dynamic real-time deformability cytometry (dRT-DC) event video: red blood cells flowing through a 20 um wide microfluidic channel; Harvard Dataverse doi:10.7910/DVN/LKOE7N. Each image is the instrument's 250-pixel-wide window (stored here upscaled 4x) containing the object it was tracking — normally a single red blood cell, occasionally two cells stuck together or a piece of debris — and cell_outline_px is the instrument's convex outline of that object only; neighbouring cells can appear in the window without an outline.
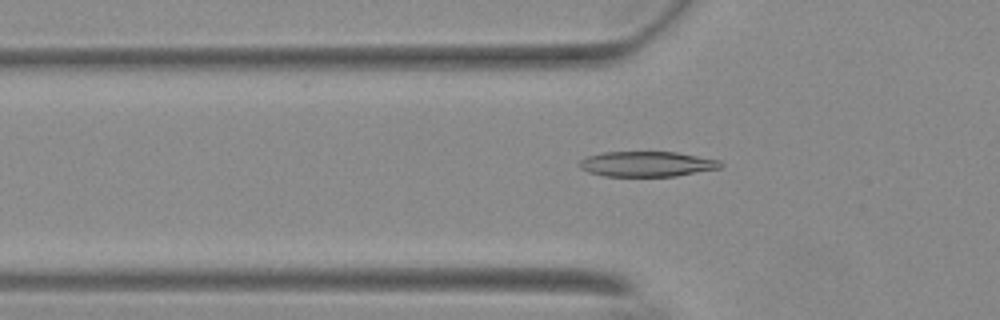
{"species": "Egyptian fruit bat (a non-hibernating species)", "species_latin": "Rousettus aegyptiacus", "temperature_condition": "warm", "stored_images_in_passage": 44, "camera_frame_rate_fps": 3000, "um_per_image_px": 0.085, "animal": {"sex": "female"}, "frame": {"image": 1, "passage_image": 7, "time_ms": 2.0, "image_size_px": [1000, 320], "cell_outline_px": [[724, 164], [720, 168], [676, 176], [604, 176], [588, 172], [580, 168], [580, 160], [588, 156], [604, 152], [676, 152], [720, 160]], "centroid_in_image_um": [55.0, 13.94], "position_along_channel_um": 70.8, "area_um2": 20.69}}
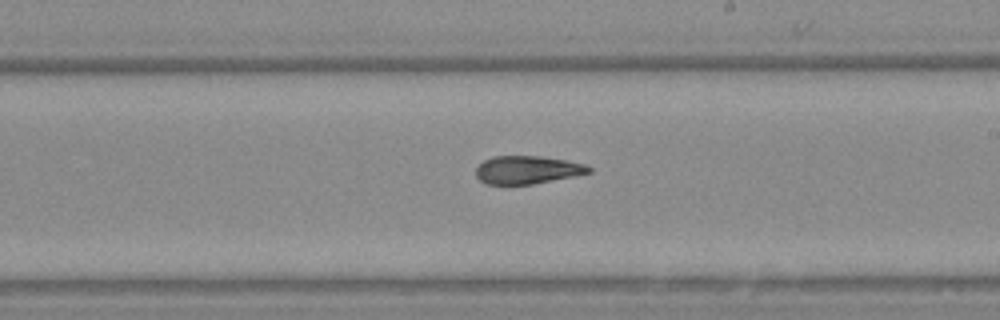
{"frame": {"image": 2, "passage_image": 21, "time_ms": 6.667, "image_size_px": [1000, 320], "cell_outline_px": [[592, 172], [532, 184], [484, 184], [476, 176], [476, 168], [484, 160], [492, 156], [540, 156], [564, 160], [584, 164], [592, 168]], "centroid_in_image_um": [44.79, 14.43], "position_along_channel_um": 244.2, "area_um2": 18.26}}
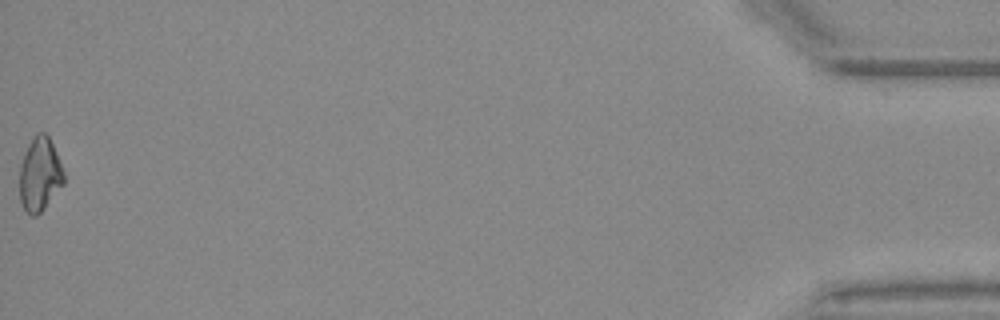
{"frame": {"image": 3, "passage_image": 44, "time_ms": 14.333, "image_size_px": [1000, 320], "cell_outline_px": [[64, 184], [44, 208], [36, 216], [32, 216], [24, 208], [20, 200], [20, 164], [28, 144], [36, 132], [44, 132], [48, 136], [56, 152], [64, 172]], "centroid_in_image_um": [3.38, 14.81], "position_along_channel_um": 431.8, "area_um2": 18.9}, "authors_computed_cell_mechanics": {"area_um2": 19.1607, "velocity_mm_per_s": 3.7131, "shape_relaxation_time_tau1_ms": 6.1247, "shape_relaxation_time_tau2_ms": 2.9113, "deformation_change_tau1": 0.1714, "deformation_change_tau2": 0.1023}}